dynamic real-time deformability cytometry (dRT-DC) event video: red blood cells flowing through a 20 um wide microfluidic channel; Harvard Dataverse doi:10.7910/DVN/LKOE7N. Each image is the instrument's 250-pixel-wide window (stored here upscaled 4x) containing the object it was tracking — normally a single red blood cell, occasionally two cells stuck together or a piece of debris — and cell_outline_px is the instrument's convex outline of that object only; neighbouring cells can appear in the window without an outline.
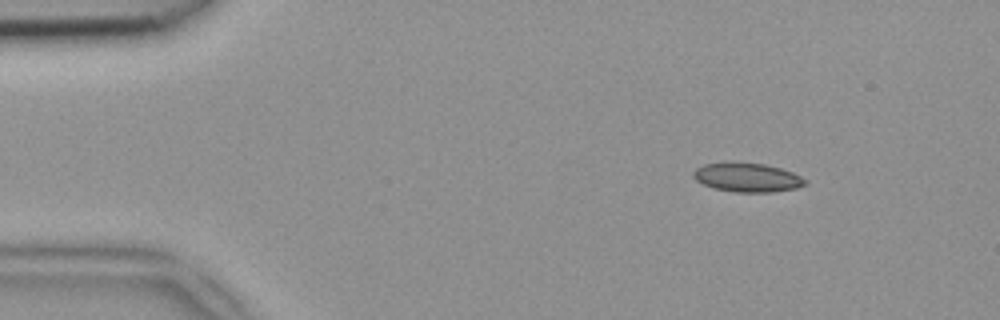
{"species": "common noctule bat (a hibernating species)", "species_latin": "Nyctalus noctula", "temperature_condition": "room temperature", "stored_images_in_passage": 49, "camera_frame_rate_fps": 3000, "um_per_image_px": 0.085, "animal": {"sex": "female", "body_mass_g": 18.4}, "frame": {"image": 1, "passage_image": 6, "time_ms": 1.667, "image_size_px": [1000, 320], "cell_outline_px": [[808, 184], [796, 188], [772, 192], [736, 192], [716, 188], [704, 184], [696, 180], [692, 176], [692, 172], [696, 168], [704, 164], [728, 160], [764, 164], [780, 168], [792, 172], [808, 180]], "centroid_in_image_um": [63.51, 15.05], "position_along_channel_um": 21.5, "area_um2": 19.25}}
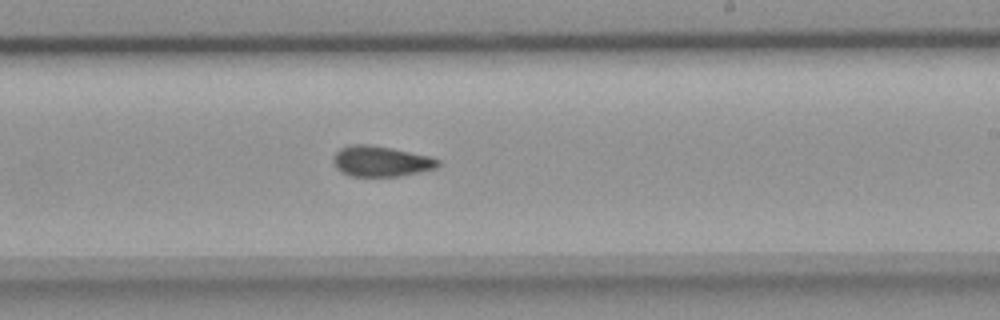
{"frame": {"image": 2, "passage_image": 29, "time_ms": 9.333, "image_size_px": [1000, 320], "cell_outline_px": [[440, 164], [436, 168], [420, 172], [400, 176], [352, 176], [336, 168], [332, 160], [332, 156], [340, 148], [352, 144], [372, 144], [392, 148], [428, 156], [440, 160]], "centroid_in_image_um": [32.36, 13.7], "position_along_channel_um": 256.6, "area_um2": 18.67}}
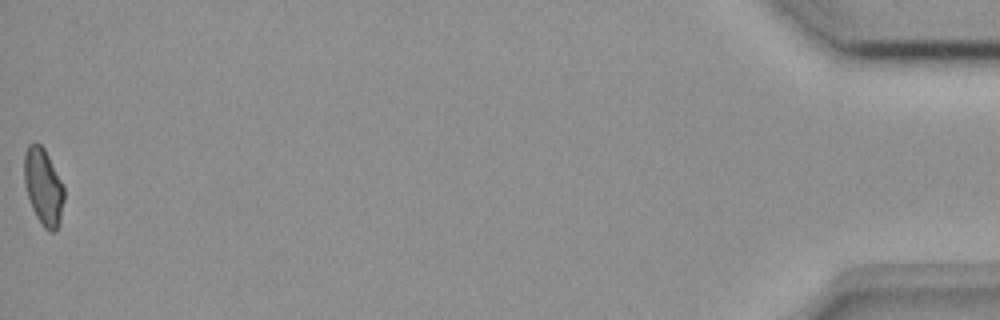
{"frame": {"image": 3, "passage_image": 49, "time_ms": 16.0, "image_size_px": [1000, 320], "cell_outline_px": [[64, 200], [60, 220], [56, 232], [52, 232], [44, 228], [36, 216], [32, 208], [24, 184], [24, 152], [28, 144], [36, 140], [44, 148], [64, 184]], "centroid_in_image_um": [3.69, 15.84], "position_along_channel_um": 431.5, "area_um2": 18.09}}